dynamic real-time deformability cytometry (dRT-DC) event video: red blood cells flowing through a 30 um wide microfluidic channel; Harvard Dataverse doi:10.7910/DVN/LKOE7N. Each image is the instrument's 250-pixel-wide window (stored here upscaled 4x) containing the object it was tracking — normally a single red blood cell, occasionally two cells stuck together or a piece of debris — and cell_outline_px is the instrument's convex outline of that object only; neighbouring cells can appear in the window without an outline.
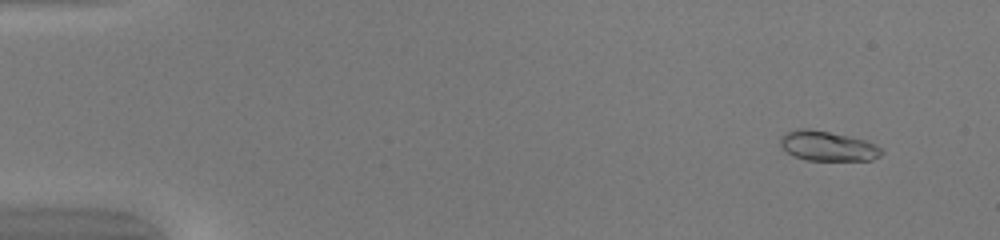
{"species": "common noctule bat (a hibernating species)", "species_latin": "Nyctalus noctula", "temperature_condition": "warm", "stored_images_in_passage": 52, "segment_of_instrument_passage": [1, 2], "camera_frame_rate_fps": 3000, "um_per_image_px": 0.085, "animal": {"sex": "female", "body_mass_g": 20.0, "forearm_length_mm": 54.0}, "frame": {"image": 1, "passage_image": 5, "time_ms": 1.333, "image_size_px": [1000, 240], "cell_outline_px": [[884, 152], [880, 156], [872, 160], [804, 160], [792, 156], [780, 144], [780, 136], [796, 128], [808, 128], [848, 136], [864, 140], [876, 144]], "centroid_in_image_um": [70.34, 12.42], "position_along_channel_um": 14.7, "area_um2": 17.57}}
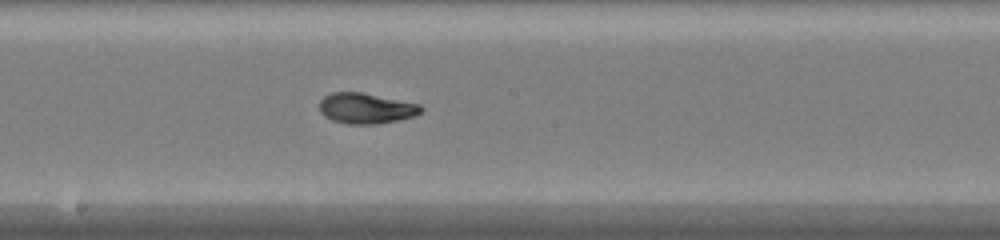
{"frame": {"image": 2, "passage_image": 29, "time_ms": 9.333, "image_size_px": [1000, 240], "cell_outline_px": [[424, 112], [416, 116], [376, 124], [348, 124], [332, 120], [324, 116], [320, 112], [320, 100], [324, 96], [332, 92], [360, 92], [420, 104], [424, 108]], "centroid_in_image_um": [31.13, 9.21], "position_along_channel_um": 217.1, "area_um2": 18.15}}
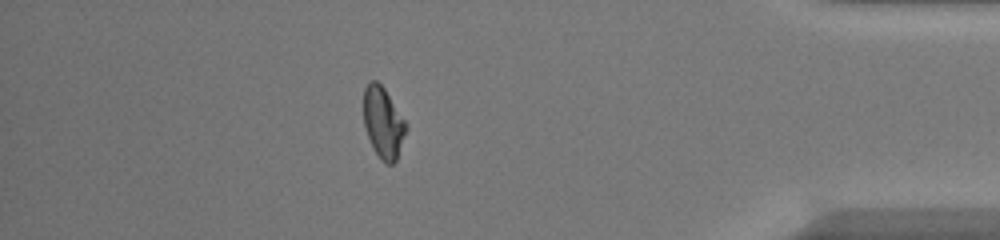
{"frame": {"image": 3, "passage_image": 45, "time_ms": 14.667, "image_size_px": [1000, 240], "cell_outline_px": [[408, 128], [396, 160], [392, 164], [384, 164], [380, 160], [372, 148], [364, 124], [364, 88], [372, 80], [376, 80], [384, 88], [408, 124]], "centroid_in_image_um": [32.59, 10.46], "position_along_channel_um": 402.6, "area_um2": 17.69}}